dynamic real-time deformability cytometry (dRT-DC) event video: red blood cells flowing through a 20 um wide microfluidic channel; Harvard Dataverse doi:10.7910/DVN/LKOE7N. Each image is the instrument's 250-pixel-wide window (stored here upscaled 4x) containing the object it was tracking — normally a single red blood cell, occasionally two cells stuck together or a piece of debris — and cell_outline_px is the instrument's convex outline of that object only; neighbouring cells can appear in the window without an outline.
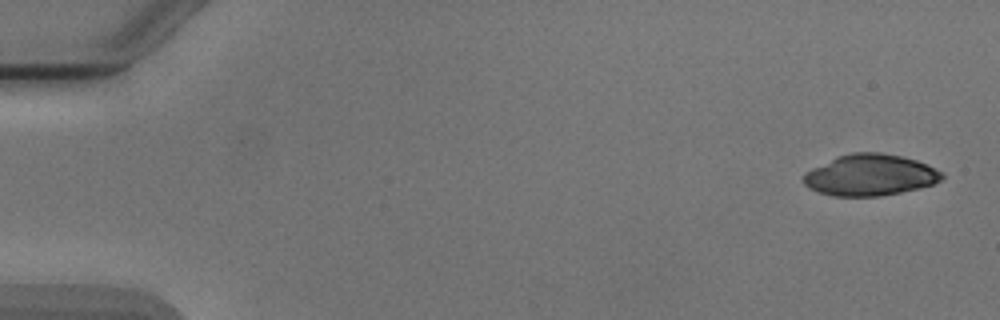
{"species": "Egyptian fruit bat (a non-hibernating species)", "species_latin": "Rousettus aegyptiacus", "temperature_condition": "cold", "stored_images_in_passage": 4, "camera_frame_rate_fps": 3000, "um_per_image_px": 0.085, "animal": {"sex": "male"}, "frame": {"image": 1, "passage_image": 1, "time_ms": 0.0, "image_size_px": [1000, 320], "cell_outline_px": [[944, 176], [940, 180], [932, 184], [900, 192], [880, 196], [832, 196], [808, 188], [804, 184], [804, 172], [836, 156], [852, 152], [880, 152], [900, 156], [916, 160], [944, 172]], "centroid_in_image_um": [73.93, 14.87], "position_along_channel_um": 11.1, "area_um2": 33.23}}